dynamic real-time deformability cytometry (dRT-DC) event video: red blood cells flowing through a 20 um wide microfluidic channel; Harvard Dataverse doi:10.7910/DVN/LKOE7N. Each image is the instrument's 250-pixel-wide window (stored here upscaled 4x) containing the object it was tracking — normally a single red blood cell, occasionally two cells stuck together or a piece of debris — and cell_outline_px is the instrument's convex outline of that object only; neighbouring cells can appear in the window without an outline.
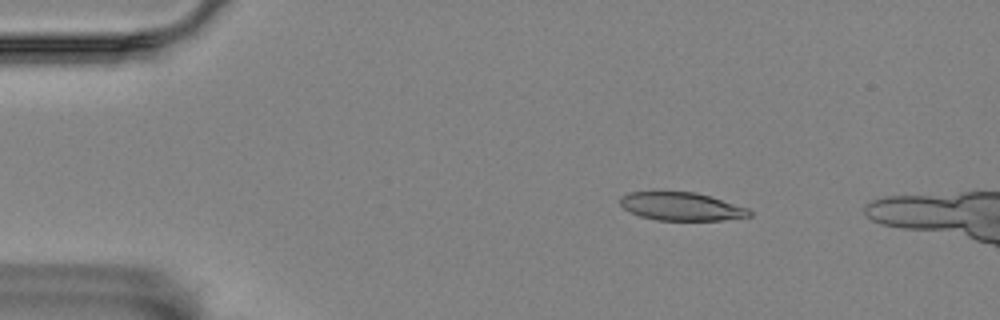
{"species": "Egyptian fruit bat (a non-hibernating species)", "species_latin": "Rousettus aegyptiacus", "temperature_condition": "room temperature", "stored_images_in_passage": 4, "camera_frame_rate_fps": 3000, "um_per_image_px": 0.085, "animal": {"sex": "female"}, "frame": {"image": 1, "passage_image": 2, "time_ms": 0.333, "image_size_px": [1000, 320], "cell_outline_px": [[752, 216], [724, 220], [656, 220], [640, 216], [624, 208], [620, 204], [620, 196], [628, 192], [696, 192], [748, 208], [752, 212]], "centroid_in_image_um": [57.92, 17.55], "position_along_channel_um": 27.1, "area_um2": 21.1}}